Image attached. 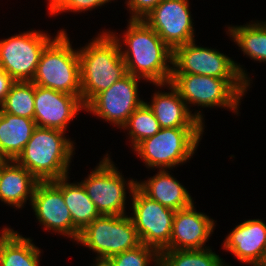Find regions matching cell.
I'll use <instances>...</instances> for the list:
<instances>
[{"label": "cell", "mask_w": 266, "mask_h": 266, "mask_svg": "<svg viewBox=\"0 0 266 266\" xmlns=\"http://www.w3.org/2000/svg\"><path fill=\"white\" fill-rule=\"evenodd\" d=\"M156 87H167L169 92L153 93V97L147 105L151 108L161 128L179 127H204V118L201 111L191 113L185 101L178 91L168 82L165 84H153Z\"/></svg>", "instance_id": "ac0fdd59"}, {"label": "cell", "mask_w": 266, "mask_h": 266, "mask_svg": "<svg viewBox=\"0 0 266 266\" xmlns=\"http://www.w3.org/2000/svg\"><path fill=\"white\" fill-rule=\"evenodd\" d=\"M128 131L129 141L134 149L144 139L152 137L160 129L159 122L153 111L143 102L130 116L127 123L121 128Z\"/></svg>", "instance_id": "4316f807"}, {"label": "cell", "mask_w": 266, "mask_h": 266, "mask_svg": "<svg viewBox=\"0 0 266 266\" xmlns=\"http://www.w3.org/2000/svg\"><path fill=\"white\" fill-rule=\"evenodd\" d=\"M127 25L122 40L108 31L119 44L127 72L152 84L170 82L173 50L144 20L129 19Z\"/></svg>", "instance_id": "6da1fadb"}, {"label": "cell", "mask_w": 266, "mask_h": 266, "mask_svg": "<svg viewBox=\"0 0 266 266\" xmlns=\"http://www.w3.org/2000/svg\"><path fill=\"white\" fill-rule=\"evenodd\" d=\"M0 266H39L41 250L12 228L0 230Z\"/></svg>", "instance_id": "603a6c76"}, {"label": "cell", "mask_w": 266, "mask_h": 266, "mask_svg": "<svg viewBox=\"0 0 266 266\" xmlns=\"http://www.w3.org/2000/svg\"><path fill=\"white\" fill-rule=\"evenodd\" d=\"M261 266H266V257H265V260Z\"/></svg>", "instance_id": "836d02e7"}, {"label": "cell", "mask_w": 266, "mask_h": 266, "mask_svg": "<svg viewBox=\"0 0 266 266\" xmlns=\"http://www.w3.org/2000/svg\"><path fill=\"white\" fill-rule=\"evenodd\" d=\"M137 187L149 198L174 211L187 208L194 203L188 190L162 169L146 181H138Z\"/></svg>", "instance_id": "ffe728a7"}, {"label": "cell", "mask_w": 266, "mask_h": 266, "mask_svg": "<svg viewBox=\"0 0 266 266\" xmlns=\"http://www.w3.org/2000/svg\"><path fill=\"white\" fill-rule=\"evenodd\" d=\"M77 243L96 252L97 258H110L141 241L131 217L125 214L100 215L80 232Z\"/></svg>", "instance_id": "52a82bcc"}, {"label": "cell", "mask_w": 266, "mask_h": 266, "mask_svg": "<svg viewBox=\"0 0 266 266\" xmlns=\"http://www.w3.org/2000/svg\"><path fill=\"white\" fill-rule=\"evenodd\" d=\"M159 266H229L208 246L198 250H162Z\"/></svg>", "instance_id": "d4e9b609"}, {"label": "cell", "mask_w": 266, "mask_h": 266, "mask_svg": "<svg viewBox=\"0 0 266 266\" xmlns=\"http://www.w3.org/2000/svg\"><path fill=\"white\" fill-rule=\"evenodd\" d=\"M53 39L43 30L31 29L0 40V68L15 81H32L42 52Z\"/></svg>", "instance_id": "30bf717a"}, {"label": "cell", "mask_w": 266, "mask_h": 266, "mask_svg": "<svg viewBox=\"0 0 266 266\" xmlns=\"http://www.w3.org/2000/svg\"><path fill=\"white\" fill-rule=\"evenodd\" d=\"M65 133L57 129L36 127L15 161L38 181H54L69 176L75 146Z\"/></svg>", "instance_id": "3957f363"}, {"label": "cell", "mask_w": 266, "mask_h": 266, "mask_svg": "<svg viewBox=\"0 0 266 266\" xmlns=\"http://www.w3.org/2000/svg\"><path fill=\"white\" fill-rule=\"evenodd\" d=\"M35 85L78 96L81 74L78 50L73 49L65 29L45 47L32 79Z\"/></svg>", "instance_id": "277c9868"}, {"label": "cell", "mask_w": 266, "mask_h": 266, "mask_svg": "<svg viewBox=\"0 0 266 266\" xmlns=\"http://www.w3.org/2000/svg\"><path fill=\"white\" fill-rule=\"evenodd\" d=\"M204 127L161 128L134 149L147 168L172 170L187 162L197 151Z\"/></svg>", "instance_id": "8992f818"}, {"label": "cell", "mask_w": 266, "mask_h": 266, "mask_svg": "<svg viewBox=\"0 0 266 266\" xmlns=\"http://www.w3.org/2000/svg\"><path fill=\"white\" fill-rule=\"evenodd\" d=\"M216 224L205 213L197 212L194 203L175 211L170 244L164 250H198L208 248L206 242Z\"/></svg>", "instance_id": "2e32d148"}, {"label": "cell", "mask_w": 266, "mask_h": 266, "mask_svg": "<svg viewBox=\"0 0 266 266\" xmlns=\"http://www.w3.org/2000/svg\"><path fill=\"white\" fill-rule=\"evenodd\" d=\"M131 196L130 217L141 243L160 253L170 244L175 211L149 198L138 187Z\"/></svg>", "instance_id": "8fae6325"}, {"label": "cell", "mask_w": 266, "mask_h": 266, "mask_svg": "<svg viewBox=\"0 0 266 266\" xmlns=\"http://www.w3.org/2000/svg\"><path fill=\"white\" fill-rule=\"evenodd\" d=\"M34 121L37 127L65 132L85 106L78 96L35 85Z\"/></svg>", "instance_id": "9a60e30c"}, {"label": "cell", "mask_w": 266, "mask_h": 266, "mask_svg": "<svg viewBox=\"0 0 266 266\" xmlns=\"http://www.w3.org/2000/svg\"><path fill=\"white\" fill-rule=\"evenodd\" d=\"M15 82L16 81L5 70L0 68V105L4 102Z\"/></svg>", "instance_id": "4dcf8cb0"}, {"label": "cell", "mask_w": 266, "mask_h": 266, "mask_svg": "<svg viewBox=\"0 0 266 266\" xmlns=\"http://www.w3.org/2000/svg\"><path fill=\"white\" fill-rule=\"evenodd\" d=\"M185 101L190 110V104L208 108H226L239 112V104L243 95L226 79L212 76L172 73L169 82ZM189 104V105H188Z\"/></svg>", "instance_id": "ba28073f"}, {"label": "cell", "mask_w": 266, "mask_h": 266, "mask_svg": "<svg viewBox=\"0 0 266 266\" xmlns=\"http://www.w3.org/2000/svg\"><path fill=\"white\" fill-rule=\"evenodd\" d=\"M112 0H52L48 4V13L50 15L58 16L62 12H85L92 11L99 6L105 5ZM114 1V0H113Z\"/></svg>", "instance_id": "f1b7e54d"}, {"label": "cell", "mask_w": 266, "mask_h": 266, "mask_svg": "<svg viewBox=\"0 0 266 266\" xmlns=\"http://www.w3.org/2000/svg\"><path fill=\"white\" fill-rule=\"evenodd\" d=\"M68 179V176L61 178V192L72 217L73 240L77 242L80 232L99 217L100 213L83 185L80 182H67Z\"/></svg>", "instance_id": "7402d4cb"}, {"label": "cell", "mask_w": 266, "mask_h": 266, "mask_svg": "<svg viewBox=\"0 0 266 266\" xmlns=\"http://www.w3.org/2000/svg\"><path fill=\"white\" fill-rule=\"evenodd\" d=\"M222 247L242 263L261 266L266 257V224L261 219L244 220L226 236Z\"/></svg>", "instance_id": "e0dca14e"}, {"label": "cell", "mask_w": 266, "mask_h": 266, "mask_svg": "<svg viewBox=\"0 0 266 266\" xmlns=\"http://www.w3.org/2000/svg\"><path fill=\"white\" fill-rule=\"evenodd\" d=\"M161 0H126L131 14L130 20H143Z\"/></svg>", "instance_id": "f546056e"}, {"label": "cell", "mask_w": 266, "mask_h": 266, "mask_svg": "<svg viewBox=\"0 0 266 266\" xmlns=\"http://www.w3.org/2000/svg\"><path fill=\"white\" fill-rule=\"evenodd\" d=\"M91 40L78 49L84 106L128 74L119 44L108 31H102Z\"/></svg>", "instance_id": "7a4b0ae2"}, {"label": "cell", "mask_w": 266, "mask_h": 266, "mask_svg": "<svg viewBox=\"0 0 266 266\" xmlns=\"http://www.w3.org/2000/svg\"><path fill=\"white\" fill-rule=\"evenodd\" d=\"M95 264L93 266H114L109 258H97L95 257Z\"/></svg>", "instance_id": "1f68e13d"}, {"label": "cell", "mask_w": 266, "mask_h": 266, "mask_svg": "<svg viewBox=\"0 0 266 266\" xmlns=\"http://www.w3.org/2000/svg\"><path fill=\"white\" fill-rule=\"evenodd\" d=\"M229 37L240 47L243 54L254 61L266 62V21L249 22L240 26H229Z\"/></svg>", "instance_id": "cb8c5ba5"}, {"label": "cell", "mask_w": 266, "mask_h": 266, "mask_svg": "<svg viewBox=\"0 0 266 266\" xmlns=\"http://www.w3.org/2000/svg\"><path fill=\"white\" fill-rule=\"evenodd\" d=\"M189 0H161L143 19L172 50L195 40Z\"/></svg>", "instance_id": "4fadbf2b"}, {"label": "cell", "mask_w": 266, "mask_h": 266, "mask_svg": "<svg viewBox=\"0 0 266 266\" xmlns=\"http://www.w3.org/2000/svg\"><path fill=\"white\" fill-rule=\"evenodd\" d=\"M140 80V77L128 73L108 89L98 93L85 106L84 111L122 128L129 116L144 102L138 94Z\"/></svg>", "instance_id": "7c38bea8"}, {"label": "cell", "mask_w": 266, "mask_h": 266, "mask_svg": "<svg viewBox=\"0 0 266 266\" xmlns=\"http://www.w3.org/2000/svg\"><path fill=\"white\" fill-rule=\"evenodd\" d=\"M36 127L34 119L6 113L0 109V158L16 160Z\"/></svg>", "instance_id": "44dd1931"}, {"label": "cell", "mask_w": 266, "mask_h": 266, "mask_svg": "<svg viewBox=\"0 0 266 266\" xmlns=\"http://www.w3.org/2000/svg\"><path fill=\"white\" fill-rule=\"evenodd\" d=\"M1 172H2V158H0V177H1Z\"/></svg>", "instance_id": "d6a6232c"}, {"label": "cell", "mask_w": 266, "mask_h": 266, "mask_svg": "<svg viewBox=\"0 0 266 266\" xmlns=\"http://www.w3.org/2000/svg\"><path fill=\"white\" fill-rule=\"evenodd\" d=\"M38 180L15 160L2 158L0 177V200L16 209L22 208L29 199L31 203ZM25 203V204H24Z\"/></svg>", "instance_id": "d6986e66"}, {"label": "cell", "mask_w": 266, "mask_h": 266, "mask_svg": "<svg viewBox=\"0 0 266 266\" xmlns=\"http://www.w3.org/2000/svg\"><path fill=\"white\" fill-rule=\"evenodd\" d=\"M84 179L80 183L100 215L127 214L125 210L126 189H129L128 191L132 195L137 187V180L125 181L109 154H106L98 166Z\"/></svg>", "instance_id": "9c48e42d"}, {"label": "cell", "mask_w": 266, "mask_h": 266, "mask_svg": "<svg viewBox=\"0 0 266 266\" xmlns=\"http://www.w3.org/2000/svg\"><path fill=\"white\" fill-rule=\"evenodd\" d=\"M34 96L35 84L32 81H16L0 109L6 113L34 119Z\"/></svg>", "instance_id": "484cf974"}, {"label": "cell", "mask_w": 266, "mask_h": 266, "mask_svg": "<svg viewBox=\"0 0 266 266\" xmlns=\"http://www.w3.org/2000/svg\"><path fill=\"white\" fill-rule=\"evenodd\" d=\"M195 43L193 40L173 50L172 73L226 79L244 96L252 83L244 68L217 49L197 46Z\"/></svg>", "instance_id": "5b68a950"}, {"label": "cell", "mask_w": 266, "mask_h": 266, "mask_svg": "<svg viewBox=\"0 0 266 266\" xmlns=\"http://www.w3.org/2000/svg\"><path fill=\"white\" fill-rule=\"evenodd\" d=\"M114 266H148L152 263L159 266L160 253L143 243L137 247L113 255L109 258Z\"/></svg>", "instance_id": "83f0119b"}, {"label": "cell", "mask_w": 266, "mask_h": 266, "mask_svg": "<svg viewBox=\"0 0 266 266\" xmlns=\"http://www.w3.org/2000/svg\"><path fill=\"white\" fill-rule=\"evenodd\" d=\"M30 204L45 230H52L73 240V221L61 192V178L39 181Z\"/></svg>", "instance_id": "5bb4252c"}]
</instances>
